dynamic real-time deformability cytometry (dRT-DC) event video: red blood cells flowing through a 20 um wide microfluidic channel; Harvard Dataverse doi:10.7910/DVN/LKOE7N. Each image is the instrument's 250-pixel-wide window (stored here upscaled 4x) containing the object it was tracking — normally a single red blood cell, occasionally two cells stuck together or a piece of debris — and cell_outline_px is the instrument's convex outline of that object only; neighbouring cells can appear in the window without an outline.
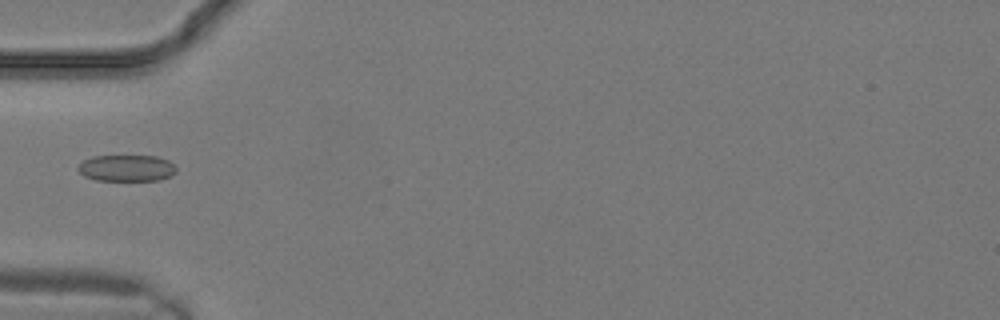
{"species": "common noctule bat (a hibernating species)", "species_latin": "Nyctalus noctula", "temperature_condition": "warm", "stored_images_in_passage": 6, "camera_frame_rate_fps": 3000, "um_per_image_px": 0.085, "animal": {"sex": "male", "body_mass_g": 19.2, "forearm_length_mm": 51.8}, "frame": {"image": 1, "passage_image": 2, "time_ms": 0.333, "image_size_px": [1000, 320], "cell_outline_px": [[176, 172], [168, 176], [156, 180], [96, 180], [84, 176], [76, 168], [84, 160], [92, 156], [156, 156], [168, 160], [176, 168]], "centroid_in_image_um": [10.73, 14.28], "position_along_channel_um": 74.3, "area_um2": 14.97}}
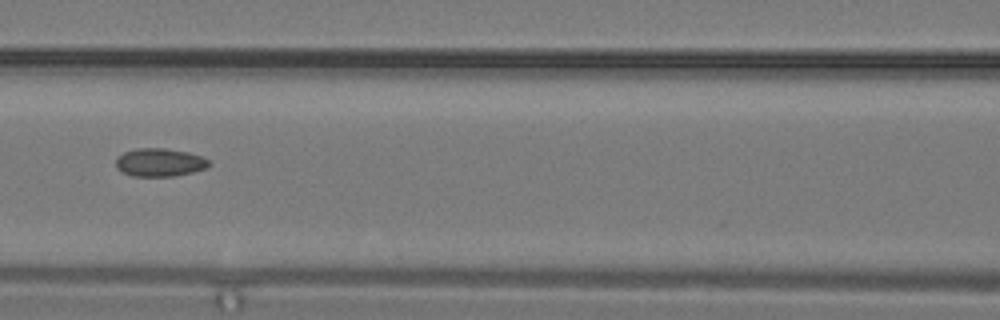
{"frame": {"image": 2, "passage_image": 5, "time_ms": 1.333, "image_size_px": [1000, 320], "cell_outline_px": [[212, 164], [208, 168], [192, 172], [172, 176], [132, 176], [116, 168], [116, 156], [124, 152], [136, 148], [164, 148], [188, 152], [200, 156], [208, 160]], "centroid_in_image_um": [13.57, 13.8], "position_along_channel_um": 153.0, "area_um2": 15.32}}